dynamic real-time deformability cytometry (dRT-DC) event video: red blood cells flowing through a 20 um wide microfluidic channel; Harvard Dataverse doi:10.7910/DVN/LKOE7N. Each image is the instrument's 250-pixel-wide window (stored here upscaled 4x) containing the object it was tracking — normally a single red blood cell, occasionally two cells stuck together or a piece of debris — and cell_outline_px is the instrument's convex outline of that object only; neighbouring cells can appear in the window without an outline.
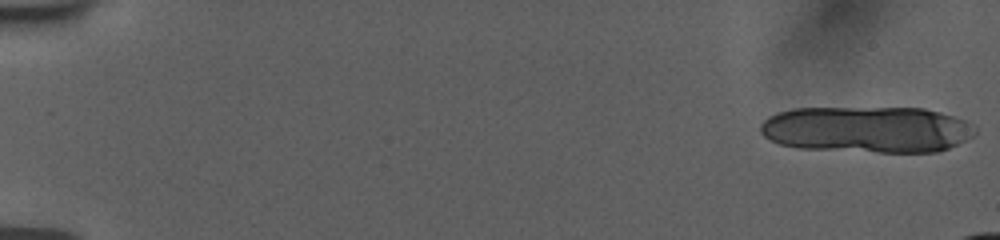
{"species": "human", "species_latin": "Homo sapiens", "temperature_condition": "room temperature", "stored_images_in_passage": 16, "camera_frame_rate_fps": 3000, "um_per_image_px": 0.085, "donor": {"sex": "female"}, "frame": {"image": 1, "passage_image": 1, "time_ms": 0.0, "image_size_px": [1000, 240], "cell_outline_px": [[976, 132], [972, 136], [948, 148], [936, 152], [880, 152], [800, 148], [780, 144], [764, 136], [760, 132], [760, 124], [768, 116], [776, 112], [792, 108], [924, 108], [940, 112], [964, 120], [976, 128]], "centroid_in_image_um": [73.67, 11.0], "position_along_channel_um": 11.3, "area_um2": 58.03}}